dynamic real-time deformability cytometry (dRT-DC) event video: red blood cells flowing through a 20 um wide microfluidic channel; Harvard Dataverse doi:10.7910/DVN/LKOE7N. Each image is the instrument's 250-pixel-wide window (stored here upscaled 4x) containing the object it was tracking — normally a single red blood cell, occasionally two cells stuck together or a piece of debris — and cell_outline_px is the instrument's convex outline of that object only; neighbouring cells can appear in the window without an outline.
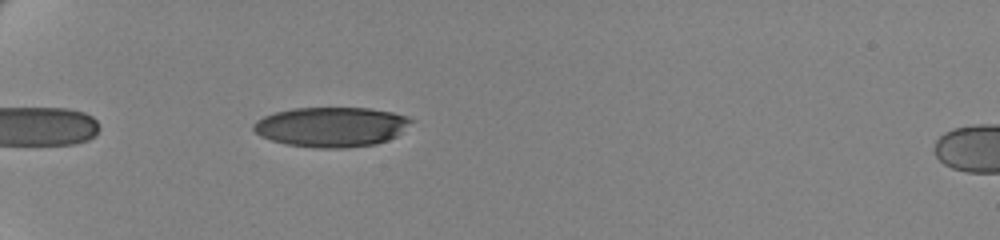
{"species": "human", "species_latin": "Homo sapiens", "temperature_condition": "cold", "stored_images_in_passage": 41, "camera_frame_rate_fps": 3000, "um_per_image_px": 0.085, "donor": {"sex": "female"}, "frame": {"image": 1, "passage_image": 2, "time_ms": 0.333, "image_size_px": [1000, 240], "cell_outline_px": [[416, 120], [396, 136], [388, 140], [376, 144], [348, 148], [316, 148], [288, 144], [272, 140], [260, 136], [252, 128], [252, 124], [256, 120], [264, 116], [276, 112], [292, 108], [368, 108], [392, 112]], "centroid_in_image_um": [28.17, 10.79], "position_along_channel_um": 56.8, "area_um2": 36.65}}
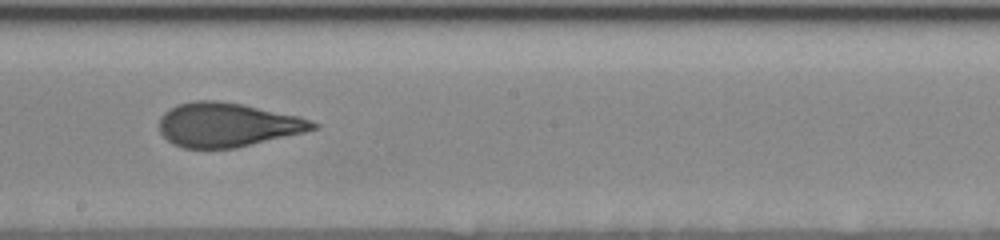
{"frame": {"image": 2, "passage_image": 19, "time_ms": 6.0, "image_size_px": [1000, 240], "cell_outline_px": [[320, 128], [304, 132], [236, 148], [184, 148], [172, 144], [160, 132], [160, 116], [164, 112], [176, 104], [196, 100], [216, 100], [244, 104], [300, 116], [320, 124]], "centroid_in_image_um": [19.34, 10.6], "position_along_channel_um": 228.9, "area_um2": 39.71}}
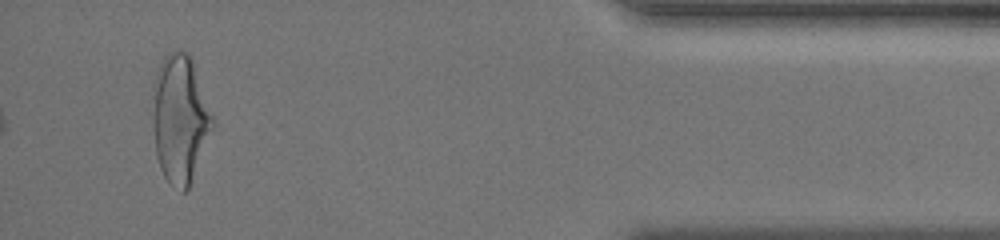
{"frame": {"image": 3, "passage_image": 39, "time_ms": 12.667, "image_size_px": [1000, 240], "cell_outline_px": [[216, 124], [188, 188], [184, 192], [180, 192], [164, 176], [160, 168], [156, 156], [152, 84], [156, 72], [164, 56], [168, 52], [188, 52], [192, 56], [216, 120]], "centroid_in_image_um": [15.35, 10.06], "position_along_channel_um": 419.9, "area_um2": 45.14}, "authors_computed_cell_mechanics": {"area_um2": 39.7664, "velocity_mm_per_s": 3.4946, "shape_relaxation_time_tau1_ms": 4.2215, "shape_relaxation_time_tau2_ms": 1.2402, "deformation_change_tau1": 0.1841, "deformation_change_tau2": 0.0903}}